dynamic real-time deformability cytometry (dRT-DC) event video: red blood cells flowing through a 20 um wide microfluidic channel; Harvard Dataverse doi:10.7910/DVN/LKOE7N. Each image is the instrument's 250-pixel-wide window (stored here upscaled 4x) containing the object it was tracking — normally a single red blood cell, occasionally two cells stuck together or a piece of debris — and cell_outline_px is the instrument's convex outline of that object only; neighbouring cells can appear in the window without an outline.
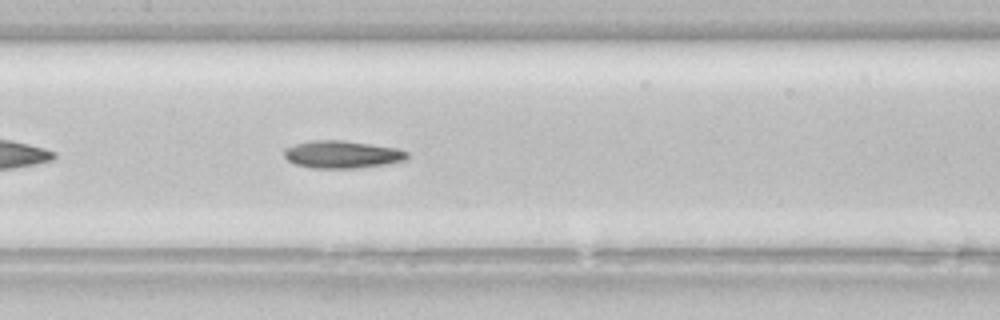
{"species": "common noctule bat (a hibernating species)", "species_latin": "Nyctalus noctula", "temperature_condition": "room temperature", "stored_images_in_passage": 40, "camera_frame_rate_fps": 3000, "um_per_image_px": 0.085, "animal": {"sex": "female", "body_mass_g": 22.7, "forearm_length_mm": 54.2}, "frame": {"image": 1, "passage_image": 12, "time_ms": 3.667, "image_size_px": [1000, 320], "cell_outline_px": [[408, 156], [404, 160], [384, 164], [356, 168], [312, 168], [296, 164], [288, 160], [284, 156], [284, 148], [296, 144], [312, 140], [340, 140], [372, 144], [396, 148], [408, 152]], "centroid_in_image_um": [29.05, 13.12], "position_along_channel_um": 178.3, "area_um2": 19.54}, "authors_computed_cell_mechanics": {"area_um2": 19.7676, "velocity_mm_per_s": 3.8512, "shape_relaxation_time_tau1_ms": 5.1494, "shape_relaxation_time_tau2_ms": null, "deformation_change_tau1": 0.1473, "deformation_change_tau2": null}}